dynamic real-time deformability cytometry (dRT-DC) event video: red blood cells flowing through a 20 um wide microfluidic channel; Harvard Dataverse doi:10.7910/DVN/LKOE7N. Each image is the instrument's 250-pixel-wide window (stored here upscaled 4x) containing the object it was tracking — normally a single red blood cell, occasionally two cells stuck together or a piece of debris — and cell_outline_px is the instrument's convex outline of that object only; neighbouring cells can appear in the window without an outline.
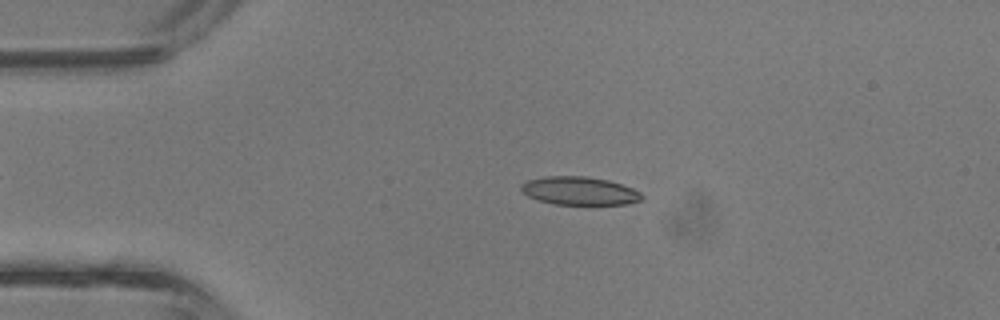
{"species": "common noctule bat (a hibernating species)", "species_latin": "Nyctalus noctula", "temperature_condition": "room temperature", "stored_images_in_passage": 36, "camera_frame_rate_fps": 3000, "um_per_image_px": 0.085, "animal": {"sex": "male", "body_mass_g": 13.3}, "frame": {"image": 1, "passage_image": 9, "time_ms": 2.667, "image_size_px": [1000, 320], "cell_outline_px": [[644, 196], [640, 200], [628, 204], [592, 208], [556, 204], [540, 200], [528, 196], [520, 188], [520, 184], [528, 180], [544, 176], [584, 176], [608, 180], [632, 188], [640, 192]], "centroid_in_image_um": [49.3, 16.28], "position_along_channel_um": 35.7, "area_um2": 20.69}}
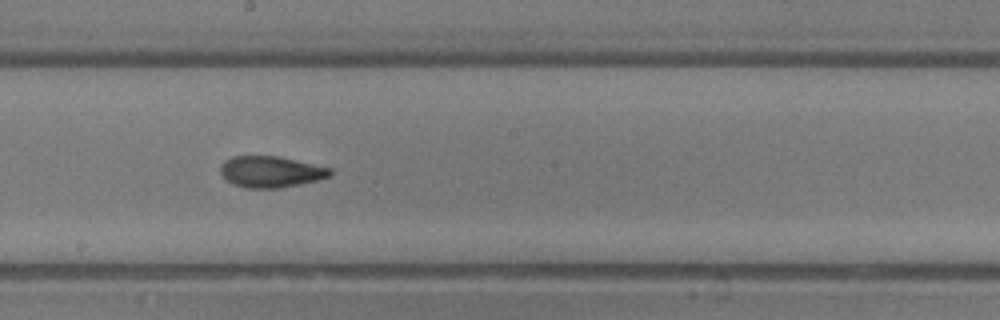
{"frame": {"image": 2, "passage_image": 23, "time_ms": 7.333, "image_size_px": [1000, 320], "cell_outline_px": [[332, 176], [316, 180], [280, 188], [244, 188], [232, 184], [224, 180], [220, 172], [220, 164], [224, 160], [232, 156], [276, 156], [332, 168]], "centroid_in_image_um": [22.96, 14.6], "position_along_channel_um": 225.2, "area_um2": 20.11}}
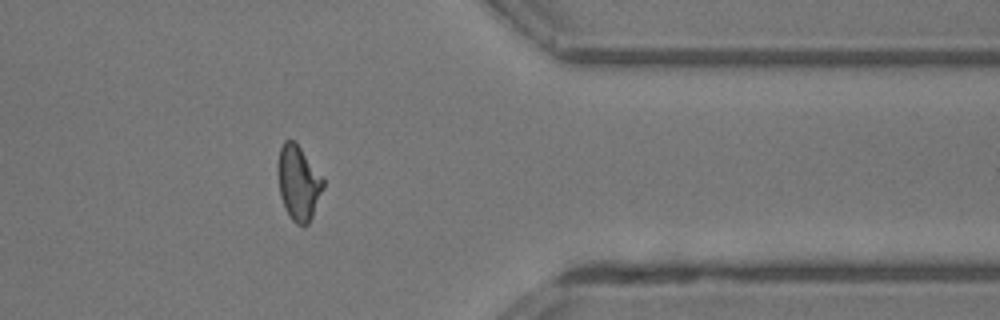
{"frame": {"image": 3, "passage_image": 34, "time_ms": 11.0, "image_size_px": [1000, 320], "cell_outline_px": [[324, 188], [312, 216], [308, 224], [304, 228], [296, 224], [292, 220], [280, 196], [280, 148], [284, 140], [296, 140], [324, 180]], "centroid_in_image_um": [25.41, 15.56], "position_along_channel_um": 386.0, "area_um2": 19.25}, "authors_computed_cell_mechanics": {"area_um2": 19.9988, "velocity_mm_per_s": 4.8417, "shape_relaxation_time_tau1_ms": 4.4322, "shape_relaxation_time_tau2_ms": 1.6127, "deformation_change_tau1": 0.1456, "deformation_change_tau2": 0.0904}}